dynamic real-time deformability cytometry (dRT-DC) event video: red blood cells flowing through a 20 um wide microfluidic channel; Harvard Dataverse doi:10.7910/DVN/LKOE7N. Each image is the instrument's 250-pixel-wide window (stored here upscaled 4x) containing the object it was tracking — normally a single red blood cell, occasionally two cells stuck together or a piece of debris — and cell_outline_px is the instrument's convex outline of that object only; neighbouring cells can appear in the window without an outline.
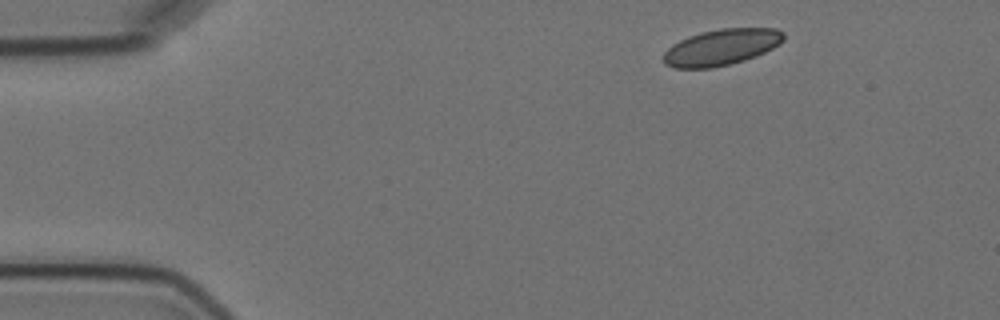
{"species": "Egyptian fruit bat (a non-hibernating species)", "species_latin": "Rousettus aegyptiacus", "temperature_condition": "cold", "stored_images_in_passage": 10, "camera_frame_rate_fps": 3000, "um_per_image_px": 0.085, "animal": {"sex": "female"}, "frame": {"image": 1, "passage_image": 1, "time_ms": 0.0, "image_size_px": [1000, 320], "cell_outline_px": [[784, 40], [780, 44], [756, 56], [744, 60], [712, 68], [672, 68], [664, 64], [664, 52], [672, 44], [688, 36], [700, 32], [720, 28], [776, 28], [784, 32]], "centroid_in_image_um": [61.31, 4.0], "position_along_channel_um": 23.7, "area_um2": 25.43}}
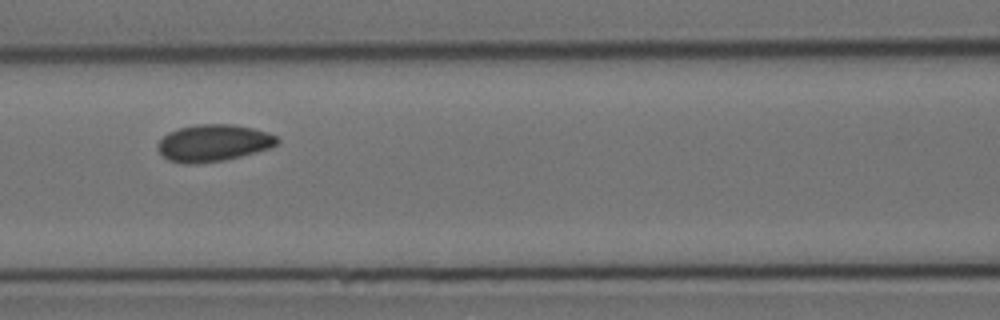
{"frame": {"image": 2, "passage_image": 6, "time_ms": 5.667, "image_size_px": [1000, 320], "cell_outline_px": [[280, 140], [276, 144], [268, 148], [256, 152], [224, 160], [196, 164], [184, 164], [168, 160], [156, 148], [160, 140], [168, 132], [180, 128], [196, 124], [232, 124], [252, 128], [268, 132], [276, 136]], "centroid_in_image_um": [18.12, 12.15], "position_along_channel_um": 148.5, "area_um2": 25.61}}
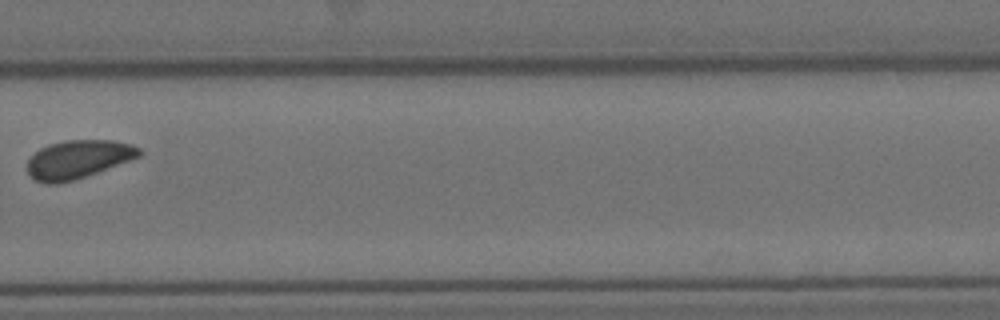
{"frame": {"image": 3, "passage_image": 10, "time_ms": 10.667, "image_size_px": [1000, 320], "cell_outline_px": [[140, 156], [96, 172], [72, 180], [56, 184], [44, 184], [32, 180], [28, 176], [28, 156], [40, 148], [48, 144], [64, 140], [112, 140], [132, 144], [140, 148]], "centroid_in_image_um": [6.56, 13.54], "position_along_channel_um": 323.2, "area_um2": 25.03}}